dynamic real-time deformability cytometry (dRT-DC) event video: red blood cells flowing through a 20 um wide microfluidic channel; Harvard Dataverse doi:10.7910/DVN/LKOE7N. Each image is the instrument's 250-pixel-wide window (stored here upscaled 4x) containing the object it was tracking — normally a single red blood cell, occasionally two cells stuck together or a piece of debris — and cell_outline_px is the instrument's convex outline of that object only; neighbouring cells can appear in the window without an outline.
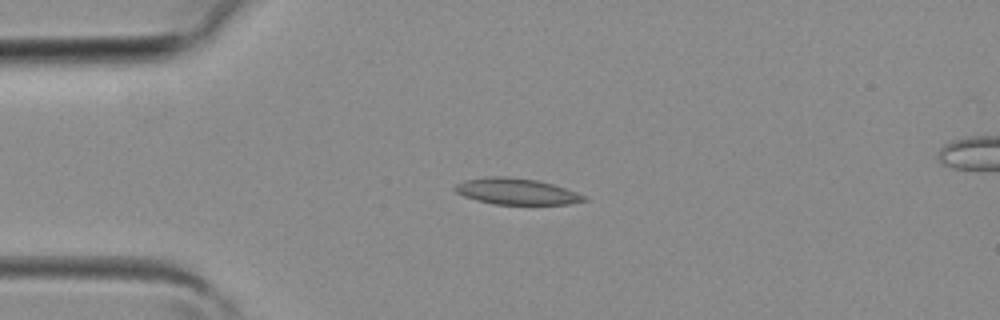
{"species": "common noctule bat (a hibernating species)", "species_latin": "Nyctalus noctula", "temperature_condition": "room temperature", "stored_images_in_passage": 31, "camera_frame_rate_fps": 3000, "um_per_image_px": 0.085, "animal": {"sex": "female", "body_mass_g": 19.3, "forearm_length_mm": 54.1}, "frame": {"image": 1, "passage_image": 1, "time_ms": 0.0, "image_size_px": [1000, 320], "cell_outline_px": [[588, 200], [568, 204], [492, 204], [476, 200], [464, 196], [456, 192], [452, 188], [456, 184], [464, 180], [488, 176], [504, 176], [536, 180], [552, 184], [588, 196]], "centroid_in_image_um": [43.88, 16.27], "position_along_channel_um": 41.1, "area_um2": 19.71}}
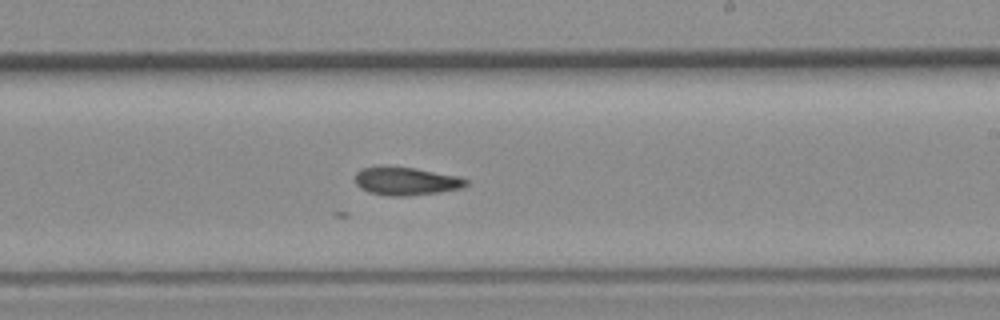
{"frame": {"image": 2, "passage_image": 15, "time_ms": 4.667, "image_size_px": [1000, 320], "cell_outline_px": [[468, 184], [464, 188], [440, 192], [404, 196], [388, 196], [368, 192], [360, 188], [356, 184], [356, 172], [360, 168], [380, 164], [384, 164], [416, 168], [460, 176], [468, 180]], "centroid_in_image_um": [34.5, 15.36], "position_along_channel_um": 254.5, "area_um2": 18.84}}
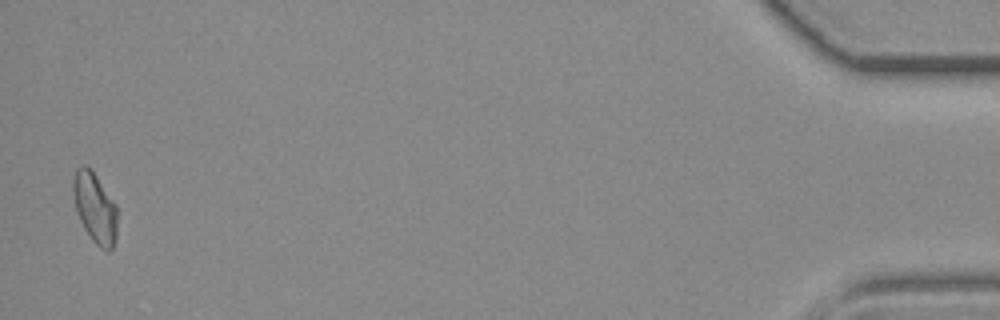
{"frame": {"image": 3, "passage_image": 31, "time_ms": 10.0, "image_size_px": [1000, 320], "cell_outline_px": [[116, 240], [112, 248], [108, 252], [100, 248], [92, 240], [84, 228], [76, 212], [72, 192], [72, 180], [76, 168], [84, 164], [92, 168], [116, 204]], "centroid_in_image_um": [8.05, 17.63], "position_along_channel_um": 427.2, "area_um2": 18.44}}